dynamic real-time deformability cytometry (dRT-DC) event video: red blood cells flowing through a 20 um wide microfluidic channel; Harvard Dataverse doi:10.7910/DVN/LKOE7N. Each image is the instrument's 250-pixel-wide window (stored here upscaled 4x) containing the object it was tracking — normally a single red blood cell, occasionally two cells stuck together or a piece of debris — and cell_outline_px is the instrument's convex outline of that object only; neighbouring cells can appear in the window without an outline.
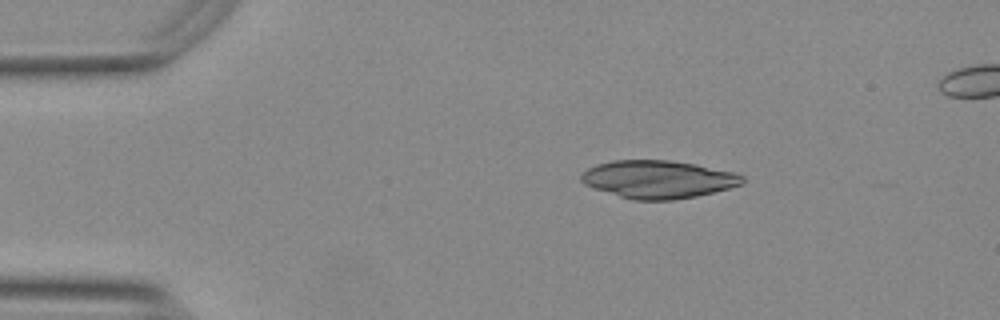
{"species": "Egyptian fruit bat (a non-hibernating species)", "species_latin": "Rousettus aegyptiacus", "temperature_condition": "warm", "stored_images_in_passage": 42, "camera_frame_rate_fps": 3000, "um_per_image_px": 0.085, "animal": {"sex": "female"}, "frame": {"image": 1, "passage_image": 1, "time_ms": 0.0, "image_size_px": [1000, 320], "cell_outline_px": [[744, 184], [696, 196], [672, 200], [632, 200], [584, 184], [580, 180], [580, 176], [588, 168], [596, 164], [612, 160], [672, 160], [696, 164], [736, 172], [744, 176]], "centroid_in_image_um": [55.97, 15.23], "position_along_channel_um": 29.0, "area_um2": 35.55}}